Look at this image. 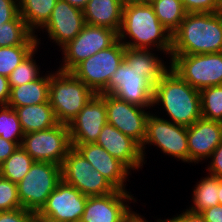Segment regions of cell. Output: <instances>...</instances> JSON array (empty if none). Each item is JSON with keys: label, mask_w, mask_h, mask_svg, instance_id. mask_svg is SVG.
I'll return each mask as SVG.
<instances>
[{"label": "cell", "mask_w": 222, "mask_h": 222, "mask_svg": "<svg viewBox=\"0 0 222 222\" xmlns=\"http://www.w3.org/2000/svg\"><path fill=\"white\" fill-rule=\"evenodd\" d=\"M152 109L161 118L189 127L202 117L200 91L170 68L154 85Z\"/></svg>", "instance_id": "cell-1"}, {"label": "cell", "mask_w": 222, "mask_h": 222, "mask_svg": "<svg viewBox=\"0 0 222 222\" xmlns=\"http://www.w3.org/2000/svg\"><path fill=\"white\" fill-rule=\"evenodd\" d=\"M118 40L126 48L171 54L172 34L158 20L150 3L124 4Z\"/></svg>", "instance_id": "cell-2"}, {"label": "cell", "mask_w": 222, "mask_h": 222, "mask_svg": "<svg viewBox=\"0 0 222 222\" xmlns=\"http://www.w3.org/2000/svg\"><path fill=\"white\" fill-rule=\"evenodd\" d=\"M222 52V15L187 13L172 34L170 55H193Z\"/></svg>", "instance_id": "cell-3"}, {"label": "cell", "mask_w": 222, "mask_h": 222, "mask_svg": "<svg viewBox=\"0 0 222 222\" xmlns=\"http://www.w3.org/2000/svg\"><path fill=\"white\" fill-rule=\"evenodd\" d=\"M52 71H50L49 103L57 122L68 125L95 93L72 72L57 68Z\"/></svg>", "instance_id": "cell-4"}, {"label": "cell", "mask_w": 222, "mask_h": 222, "mask_svg": "<svg viewBox=\"0 0 222 222\" xmlns=\"http://www.w3.org/2000/svg\"><path fill=\"white\" fill-rule=\"evenodd\" d=\"M147 145V146H146ZM156 147L160 153L177 161L189 164V149L187 143V127L177 125L169 120L150 113L146 123V135L141 146V152L146 164L147 147ZM159 148V149H158ZM146 149V150H145Z\"/></svg>", "instance_id": "cell-5"}, {"label": "cell", "mask_w": 222, "mask_h": 222, "mask_svg": "<svg viewBox=\"0 0 222 222\" xmlns=\"http://www.w3.org/2000/svg\"><path fill=\"white\" fill-rule=\"evenodd\" d=\"M61 180L60 165L35 161L29 172L17 183L22 208L39 212Z\"/></svg>", "instance_id": "cell-6"}, {"label": "cell", "mask_w": 222, "mask_h": 222, "mask_svg": "<svg viewBox=\"0 0 222 222\" xmlns=\"http://www.w3.org/2000/svg\"><path fill=\"white\" fill-rule=\"evenodd\" d=\"M124 56L125 46L117 39L110 47L83 60L71 72L95 94H107L109 80Z\"/></svg>", "instance_id": "cell-7"}, {"label": "cell", "mask_w": 222, "mask_h": 222, "mask_svg": "<svg viewBox=\"0 0 222 222\" xmlns=\"http://www.w3.org/2000/svg\"><path fill=\"white\" fill-rule=\"evenodd\" d=\"M173 69L191 87L201 90L222 85V52L170 55Z\"/></svg>", "instance_id": "cell-8"}, {"label": "cell", "mask_w": 222, "mask_h": 222, "mask_svg": "<svg viewBox=\"0 0 222 222\" xmlns=\"http://www.w3.org/2000/svg\"><path fill=\"white\" fill-rule=\"evenodd\" d=\"M117 39L118 33L113 29L85 24L73 40L59 49L63 57L57 69L71 72L83 60L110 47Z\"/></svg>", "instance_id": "cell-9"}, {"label": "cell", "mask_w": 222, "mask_h": 222, "mask_svg": "<svg viewBox=\"0 0 222 222\" xmlns=\"http://www.w3.org/2000/svg\"><path fill=\"white\" fill-rule=\"evenodd\" d=\"M62 180L78 189L83 195L104 196L116 188L83 155L71 147L61 166Z\"/></svg>", "instance_id": "cell-10"}, {"label": "cell", "mask_w": 222, "mask_h": 222, "mask_svg": "<svg viewBox=\"0 0 222 222\" xmlns=\"http://www.w3.org/2000/svg\"><path fill=\"white\" fill-rule=\"evenodd\" d=\"M35 161L51 162L62 166L72 147L67 124L24 134L20 145Z\"/></svg>", "instance_id": "cell-11"}, {"label": "cell", "mask_w": 222, "mask_h": 222, "mask_svg": "<svg viewBox=\"0 0 222 222\" xmlns=\"http://www.w3.org/2000/svg\"><path fill=\"white\" fill-rule=\"evenodd\" d=\"M154 85L123 60L107 85V94L143 108H153Z\"/></svg>", "instance_id": "cell-12"}, {"label": "cell", "mask_w": 222, "mask_h": 222, "mask_svg": "<svg viewBox=\"0 0 222 222\" xmlns=\"http://www.w3.org/2000/svg\"><path fill=\"white\" fill-rule=\"evenodd\" d=\"M105 106L108 124L142 146L146 135L147 119L152 110L122 101L110 94H105Z\"/></svg>", "instance_id": "cell-13"}, {"label": "cell", "mask_w": 222, "mask_h": 222, "mask_svg": "<svg viewBox=\"0 0 222 222\" xmlns=\"http://www.w3.org/2000/svg\"><path fill=\"white\" fill-rule=\"evenodd\" d=\"M133 195L129 188L104 196H88L80 222H122L133 211L130 204H138Z\"/></svg>", "instance_id": "cell-14"}, {"label": "cell", "mask_w": 222, "mask_h": 222, "mask_svg": "<svg viewBox=\"0 0 222 222\" xmlns=\"http://www.w3.org/2000/svg\"><path fill=\"white\" fill-rule=\"evenodd\" d=\"M87 198V195L61 180L38 213L59 222H80Z\"/></svg>", "instance_id": "cell-15"}, {"label": "cell", "mask_w": 222, "mask_h": 222, "mask_svg": "<svg viewBox=\"0 0 222 222\" xmlns=\"http://www.w3.org/2000/svg\"><path fill=\"white\" fill-rule=\"evenodd\" d=\"M85 24L82 10L58 0L50 19L37 33L42 36L40 31L42 34L45 32L48 40L61 49L82 31Z\"/></svg>", "instance_id": "cell-16"}, {"label": "cell", "mask_w": 222, "mask_h": 222, "mask_svg": "<svg viewBox=\"0 0 222 222\" xmlns=\"http://www.w3.org/2000/svg\"><path fill=\"white\" fill-rule=\"evenodd\" d=\"M107 123L105 94H95L68 124L71 144L96 143Z\"/></svg>", "instance_id": "cell-17"}, {"label": "cell", "mask_w": 222, "mask_h": 222, "mask_svg": "<svg viewBox=\"0 0 222 222\" xmlns=\"http://www.w3.org/2000/svg\"><path fill=\"white\" fill-rule=\"evenodd\" d=\"M222 142V122L200 117L187 127L189 163L207 162L216 147Z\"/></svg>", "instance_id": "cell-18"}, {"label": "cell", "mask_w": 222, "mask_h": 222, "mask_svg": "<svg viewBox=\"0 0 222 222\" xmlns=\"http://www.w3.org/2000/svg\"><path fill=\"white\" fill-rule=\"evenodd\" d=\"M114 158L122 162L131 172L141 170L145 163L141 152V146L129 136L110 124H105L96 141Z\"/></svg>", "instance_id": "cell-19"}, {"label": "cell", "mask_w": 222, "mask_h": 222, "mask_svg": "<svg viewBox=\"0 0 222 222\" xmlns=\"http://www.w3.org/2000/svg\"><path fill=\"white\" fill-rule=\"evenodd\" d=\"M99 171L116 189L127 191V182L132 173L122 162L114 158L96 143L71 144ZM130 175V176H129ZM127 184V185H126Z\"/></svg>", "instance_id": "cell-20"}, {"label": "cell", "mask_w": 222, "mask_h": 222, "mask_svg": "<svg viewBox=\"0 0 222 222\" xmlns=\"http://www.w3.org/2000/svg\"><path fill=\"white\" fill-rule=\"evenodd\" d=\"M164 58L166 61L163 60ZM124 60L130 67H134L137 71L141 72L142 76L147 78L153 85L171 68L169 56L164 52L153 49H132L125 47Z\"/></svg>", "instance_id": "cell-21"}, {"label": "cell", "mask_w": 222, "mask_h": 222, "mask_svg": "<svg viewBox=\"0 0 222 222\" xmlns=\"http://www.w3.org/2000/svg\"><path fill=\"white\" fill-rule=\"evenodd\" d=\"M123 0H89L83 10L85 23L120 30L123 15Z\"/></svg>", "instance_id": "cell-22"}, {"label": "cell", "mask_w": 222, "mask_h": 222, "mask_svg": "<svg viewBox=\"0 0 222 222\" xmlns=\"http://www.w3.org/2000/svg\"><path fill=\"white\" fill-rule=\"evenodd\" d=\"M50 71L40 78L17 87H10L8 106L12 108L49 102Z\"/></svg>", "instance_id": "cell-23"}, {"label": "cell", "mask_w": 222, "mask_h": 222, "mask_svg": "<svg viewBox=\"0 0 222 222\" xmlns=\"http://www.w3.org/2000/svg\"><path fill=\"white\" fill-rule=\"evenodd\" d=\"M14 110L24 134L52 128L58 124L49 102L16 107Z\"/></svg>", "instance_id": "cell-24"}, {"label": "cell", "mask_w": 222, "mask_h": 222, "mask_svg": "<svg viewBox=\"0 0 222 222\" xmlns=\"http://www.w3.org/2000/svg\"><path fill=\"white\" fill-rule=\"evenodd\" d=\"M41 38L35 34L20 16L12 21L0 23V47L16 45H38L41 47Z\"/></svg>", "instance_id": "cell-25"}, {"label": "cell", "mask_w": 222, "mask_h": 222, "mask_svg": "<svg viewBox=\"0 0 222 222\" xmlns=\"http://www.w3.org/2000/svg\"><path fill=\"white\" fill-rule=\"evenodd\" d=\"M205 175L192 188V204L186 209L193 213H201L207 208L219 205V178L210 174Z\"/></svg>", "instance_id": "cell-26"}, {"label": "cell", "mask_w": 222, "mask_h": 222, "mask_svg": "<svg viewBox=\"0 0 222 222\" xmlns=\"http://www.w3.org/2000/svg\"><path fill=\"white\" fill-rule=\"evenodd\" d=\"M58 0H18L20 16L37 33L50 19Z\"/></svg>", "instance_id": "cell-27"}, {"label": "cell", "mask_w": 222, "mask_h": 222, "mask_svg": "<svg viewBox=\"0 0 222 222\" xmlns=\"http://www.w3.org/2000/svg\"><path fill=\"white\" fill-rule=\"evenodd\" d=\"M161 24L173 34L186 16L181 0H154L150 2Z\"/></svg>", "instance_id": "cell-28"}, {"label": "cell", "mask_w": 222, "mask_h": 222, "mask_svg": "<svg viewBox=\"0 0 222 222\" xmlns=\"http://www.w3.org/2000/svg\"><path fill=\"white\" fill-rule=\"evenodd\" d=\"M34 162L35 160L19 146L6 161L0 164V176L17 184L29 172Z\"/></svg>", "instance_id": "cell-29"}, {"label": "cell", "mask_w": 222, "mask_h": 222, "mask_svg": "<svg viewBox=\"0 0 222 222\" xmlns=\"http://www.w3.org/2000/svg\"><path fill=\"white\" fill-rule=\"evenodd\" d=\"M38 46L34 49L9 75L10 87H17L40 78L45 72L41 70V65L37 64L35 58L38 55ZM37 53V54H36ZM36 54V55H35ZM41 70V71H40Z\"/></svg>", "instance_id": "cell-30"}, {"label": "cell", "mask_w": 222, "mask_h": 222, "mask_svg": "<svg viewBox=\"0 0 222 222\" xmlns=\"http://www.w3.org/2000/svg\"><path fill=\"white\" fill-rule=\"evenodd\" d=\"M200 97L202 117L222 122V85L201 89Z\"/></svg>", "instance_id": "cell-31"}, {"label": "cell", "mask_w": 222, "mask_h": 222, "mask_svg": "<svg viewBox=\"0 0 222 222\" xmlns=\"http://www.w3.org/2000/svg\"><path fill=\"white\" fill-rule=\"evenodd\" d=\"M37 47L38 45L0 47V75L8 78L11 72Z\"/></svg>", "instance_id": "cell-32"}, {"label": "cell", "mask_w": 222, "mask_h": 222, "mask_svg": "<svg viewBox=\"0 0 222 222\" xmlns=\"http://www.w3.org/2000/svg\"><path fill=\"white\" fill-rule=\"evenodd\" d=\"M0 136L12 142H22L24 132L14 108L0 105Z\"/></svg>", "instance_id": "cell-33"}, {"label": "cell", "mask_w": 222, "mask_h": 222, "mask_svg": "<svg viewBox=\"0 0 222 222\" xmlns=\"http://www.w3.org/2000/svg\"><path fill=\"white\" fill-rule=\"evenodd\" d=\"M22 208L16 183L0 176V212Z\"/></svg>", "instance_id": "cell-34"}, {"label": "cell", "mask_w": 222, "mask_h": 222, "mask_svg": "<svg viewBox=\"0 0 222 222\" xmlns=\"http://www.w3.org/2000/svg\"><path fill=\"white\" fill-rule=\"evenodd\" d=\"M186 13H217V0H181Z\"/></svg>", "instance_id": "cell-35"}, {"label": "cell", "mask_w": 222, "mask_h": 222, "mask_svg": "<svg viewBox=\"0 0 222 222\" xmlns=\"http://www.w3.org/2000/svg\"><path fill=\"white\" fill-rule=\"evenodd\" d=\"M35 212L24 208L0 212V222H33Z\"/></svg>", "instance_id": "cell-36"}, {"label": "cell", "mask_w": 222, "mask_h": 222, "mask_svg": "<svg viewBox=\"0 0 222 222\" xmlns=\"http://www.w3.org/2000/svg\"><path fill=\"white\" fill-rule=\"evenodd\" d=\"M19 14L18 0H0V23L12 21Z\"/></svg>", "instance_id": "cell-37"}, {"label": "cell", "mask_w": 222, "mask_h": 222, "mask_svg": "<svg viewBox=\"0 0 222 222\" xmlns=\"http://www.w3.org/2000/svg\"><path fill=\"white\" fill-rule=\"evenodd\" d=\"M208 160L210 161H208L209 164L205 169L206 173L222 178V142L216 147Z\"/></svg>", "instance_id": "cell-38"}, {"label": "cell", "mask_w": 222, "mask_h": 222, "mask_svg": "<svg viewBox=\"0 0 222 222\" xmlns=\"http://www.w3.org/2000/svg\"><path fill=\"white\" fill-rule=\"evenodd\" d=\"M177 215H173L171 218H167L169 222H207L200 213H193L187 209ZM175 216V217H174Z\"/></svg>", "instance_id": "cell-39"}, {"label": "cell", "mask_w": 222, "mask_h": 222, "mask_svg": "<svg viewBox=\"0 0 222 222\" xmlns=\"http://www.w3.org/2000/svg\"><path fill=\"white\" fill-rule=\"evenodd\" d=\"M21 145V142H12L0 136V164L6 161Z\"/></svg>", "instance_id": "cell-40"}, {"label": "cell", "mask_w": 222, "mask_h": 222, "mask_svg": "<svg viewBox=\"0 0 222 222\" xmlns=\"http://www.w3.org/2000/svg\"><path fill=\"white\" fill-rule=\"evenodd\" d=\"M200 214L207 222H222V205L207 208Z\"/></svg>", "instance_id": "cell-41"}, {"label": "cell", "mask_w": 222, "mask_h": 222, "mask_svg": "<svg viewBox=\"0 0 222 222\" xmlns=\"http://www.w3.org/2000/svg\"><path fill=\"white\" fill-rule=\"evenodd\" d=\"M8 78L0 75V105H7L10 98Z\"/></svg>", "instance_id": "cell-42"}, {"label": "cell", "mask_w": 222, "mask_h": 222, "mask_svg": "<svg viewBox=\"0 0 222 222\" xmlns=\"http://www.w3.org/2000/svg\"><path fill=\"white\" fill-rule=\"evenodd\" d=\"M145 218V215H141L139 212L137 213V210H133L130 214H129V222H150L148 221V219ZM157 222H160V218L156 220ZM154 220V222H156ZM152 222V221H151Z\"/></svg>", "instance_id": "cell-43"}, {"label": "cell", "mask_w": 222, "mask_h": 222, "mask_svg": "<svg viewBox=\"0 0 222 222\" xmlns=\"http://www.w3.org/2000/svg\"><path fill=\"white\" fill-rule=\"evenodd\" d=\"M68 2L71 6L76 7L80 10H84L89 0H63Z\"/></svg>", "instance_id": "cell-44"}, {"label": "cell", "mask_w": 222, "mask_h": 222, "mask_svg": "<svg viewBox=\"0 0 222 222\" xmlns=\"http://www.w3.org/2000/svg\"><path fill=\"white\" fill-rule=\"evenodd\" d=\"M33 222H59V221H55L50 218L44 217V216L40 215L38 212H36Z\"/></svg>", "instance_id": "cell-45"}, {"label": "cell", "mask_w": 222, "mask_h": 222, "mask_svg": "<svg viewBox=\"0 0 222 222\" xmlns=\"http://www.w3.org/2000/svg\"><path fill=\"white\" fill-rule=\"evenodd\" d=\"M219 205H222V178H219V195H218Z\"/></svg>", "instance_id": "cell-46"}, {"label": "cell", "mask_w": 222, "mask_h": 222, "mask_svg": "<svg viewBox=\"0 0 222 222\" xmlns=\"http://www.w3.org/2000/svg\"><path fill=\"white\" fill-rule=\"evenodd\" d=\"M124 4L129 3H146V0H123Z\"/></svg>", "instance_id": "cell-47"}, {"label": "cell", "mask_w": 222, "mask_h": 222, "mask_svg": "<svg viewBox=\"0 0 222 222\" xmlns=\"http://www.w3.org/2000/svg\"><path fill=\"white\" fill-rule=\"evenodd\" d=\"M217 4H218V12L222 11V0H217Z\"/></svg>", "instance_id": "cell-48"}, {"label": "cell", "mask_w": 222, "mask_h": 222, "mask_svg": "<svg viewBox=\"0 0 222 222\" xmlns=\"http://www.w3.org/2000/svg\"><path fill=\"white\" fill-rule=\"evenodd\" d=\"M122 222H129V215Z\"/></svg>", "instance_id": "cell-49"}, {"label": "cell", "mask_w": 222, "mask_h": 222, "mask_svg": "<svg viewBox=\"0 0 222 222\" xmlns=\"http://www.w3.org/2000/svg\"><path fill=\"white\" fill-rule=\"evenodd\" d=\"M160 222H169V221L165 218L162 220L161 217H160Z\"/></svg>", "instance_id": "cell-50"}, {"label": "cell", "mask_w": 222, "mask_h": 222, "mask_svg": "<svg viewBox=\"0 0 222 222\" xmlns=\"http://www.w3.org/2000/svg\"><path fill=\"white\" fill-rule=\"evenodd\" d=\"M152 1H154V0H146V3H150V2H152Z\"/></svg>", "instance_id": "cell-51"}]
</instances>
